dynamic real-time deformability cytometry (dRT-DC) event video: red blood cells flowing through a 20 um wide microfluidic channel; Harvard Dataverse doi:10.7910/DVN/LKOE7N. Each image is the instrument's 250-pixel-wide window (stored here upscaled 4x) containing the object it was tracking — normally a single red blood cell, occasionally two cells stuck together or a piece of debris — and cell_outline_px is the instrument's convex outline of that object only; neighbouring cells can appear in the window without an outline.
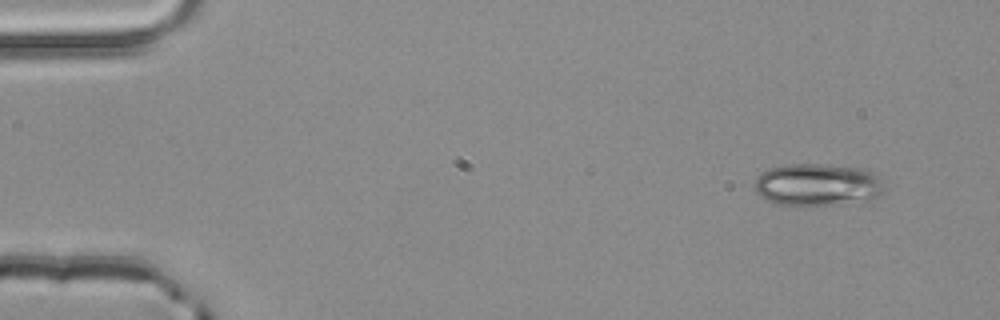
{"species": "common noctule bat (a hibernating species)", "species_latin": "Nyctalus noctula", "temperature_condition": "room temperature", "stored_images_in_passage": 6, "camera_frame_rate_fps": 3000, "um_per_image_px": 0.085, "animal": {"sex": "male", "body_mass_g": 20.4}, "frame": {"image": 1, "passage_image": 1, "time_ms": 0.0, "image_size_px": [1000, 320], "cell_outline_px": [[888, 188], [876, 196], [868, 200], [840, 204], [772, 204], [760, 196], [752, 188], [756, 176], [760, 172], [772, 168], [792, 164], [816, 164], [864, 168], [872, 172], [888, 184]], "centroid_in_image_um": [69.5, 15.69], "position_along_channel_um": 15.5, "area_um2": 32.19}}
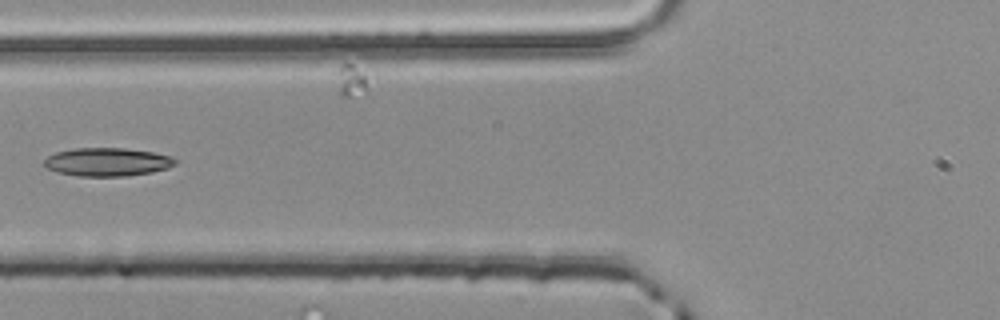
{"frame": {"image": 2, "passage_image": 5, "time_ms": 1.333, "image_size_px": [1000, 320], "cell_outline_px": [[180, 160], [176, 164], [168, 168], [152, 172], [128, 176], [80, 176], [56, 172], [48, 168], [44, 164], [44, 160], [48, 156], [56, 152], [76, 148], [124, 148], [152, 152], [168, 156]], "centroid_in_image_um": [9.14, 13.77], "position_along_channel_um": 116.7, "area_um2": 21.62}}